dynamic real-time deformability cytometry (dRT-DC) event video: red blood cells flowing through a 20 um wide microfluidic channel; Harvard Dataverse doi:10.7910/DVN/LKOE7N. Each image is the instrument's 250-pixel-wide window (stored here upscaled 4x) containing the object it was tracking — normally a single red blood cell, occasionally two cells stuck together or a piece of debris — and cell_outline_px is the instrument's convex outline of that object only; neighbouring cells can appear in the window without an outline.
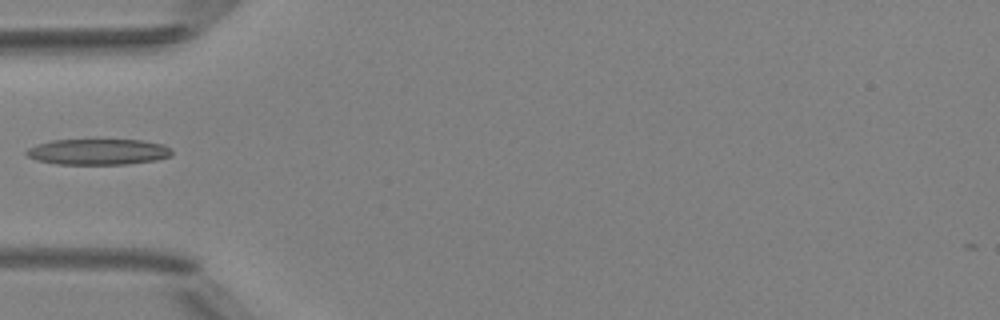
{"species": "Egyptian fruit bat (a non-hibernating species)", "species_latin": "Rousettus aegyptiacus", "temperature_condition": "room temperature", "stored_images_in_passage": 5, "camera_frame_rate_fps": 3000, "um_per_image_px": 0.085, "animal": {"sex": "female"}, "frame": {"image": 1, "passage_image": 5, "time_ms": 5.333, "image_size_px": [1000, 320], "cell_outline_px": [[172, 156], [156, 160], [128, 164], [56, 164], [36, 160], [28, 156], [24, 152], [28, 148], [36, 144], [52, 140], [140, 140], [164, 144], [172, 148]], "centroid_in_image_um": [8.35, 12.9], "position_along_channel_um": 76.6, "area_um2": 22.08}}